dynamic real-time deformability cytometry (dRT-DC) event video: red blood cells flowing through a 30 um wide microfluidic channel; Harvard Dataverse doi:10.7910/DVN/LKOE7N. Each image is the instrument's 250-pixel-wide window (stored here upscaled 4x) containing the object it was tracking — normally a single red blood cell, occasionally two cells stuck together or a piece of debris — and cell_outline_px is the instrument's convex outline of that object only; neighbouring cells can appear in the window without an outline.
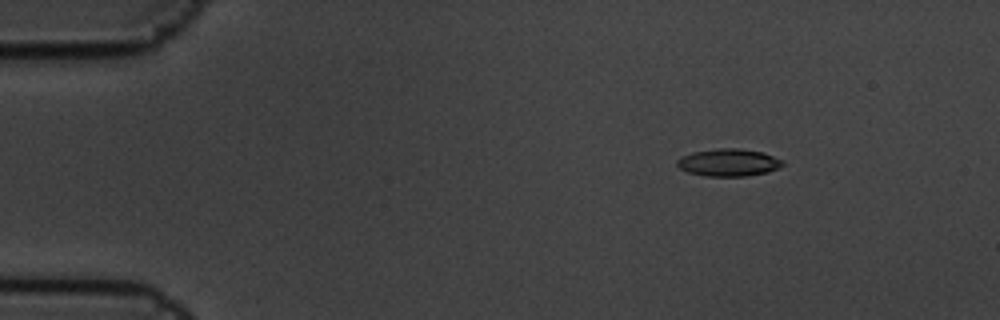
{"species": "common noctule bat (a hibernating species)", "species_latin": "Nyctalus noctula", "temperature_condition": "cold", "stored_images_in_passage": 8, "camera_frame_rate_fps": 3000, "um_per_image_px": 0.085, "animal": {"sex": "male", "body_mass_g": 19.5, "forearm_length_mm": 54.6}, "frame": {"image": 1, "passage_image": 3, "time_ms": 0.667, "image_size_px": [1000, 320], "cell_outline_px": [[784, 164], [768, 172], [744, 176], [704, 176], [688, 172], [680, 168], [676, 164], [676, 160], [680, 156], [692, 152], [716, 148], [740, 148], [760, 152], [784, 160]], "centroid_in_image_um": [61.88, 13.81], "position_along_channel_um": 23.1, "area_um2": 16.88}}
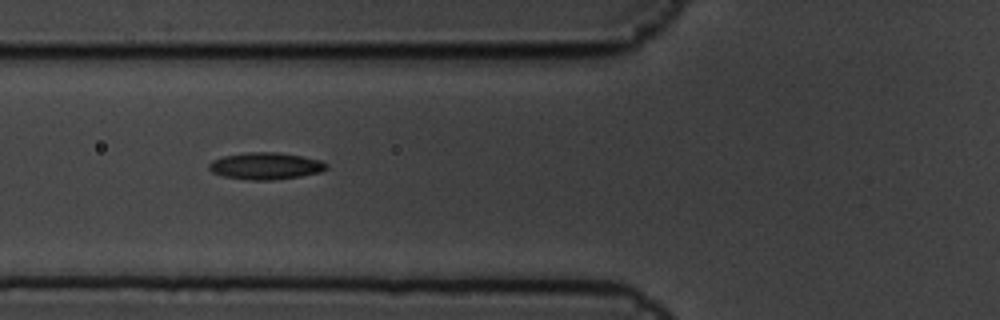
{"frame": {"image": 2, "passage_image": 7, "time_ms": 2.0, "image_size_px": [1000, 320], "cell_outline_px": [[328, 168], [320, 172], [300, 176], [272, 180], [252, 180], [224, 176], [212, 172], [208, 168], [208, 164], [212, 160], [224, 156], [248, 152], [276, 152], [304, 156], [320, 160], [328, 164]], "centroid_in_image_um": [22.59, 14.1], "position_along_channel_um": 103.2, "area_um2": 18.38}}
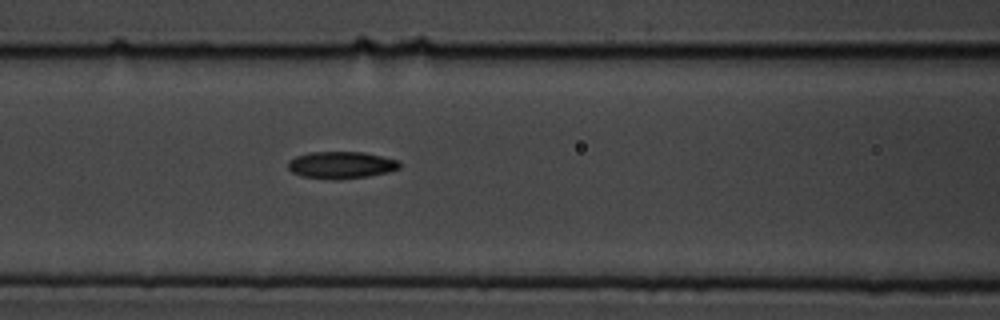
{"frame": {"image": 3, "passage_image": 8, "time_ms": 2.333, "image_size_px": [1000, 320], "cell_outline_px": [[400, 168], [388, 172], [368, 176], [340, 180], [332, 180], [300, 176], [292, 172], [288, 168], [288, 160], [296, 156], [312, 152], [364, 152], [396, 160], [400, 164]], "centroid_in_image_um": [28.96, 14.04], "position_along_channel_um": 137.6, "area_um2": 17.63}}